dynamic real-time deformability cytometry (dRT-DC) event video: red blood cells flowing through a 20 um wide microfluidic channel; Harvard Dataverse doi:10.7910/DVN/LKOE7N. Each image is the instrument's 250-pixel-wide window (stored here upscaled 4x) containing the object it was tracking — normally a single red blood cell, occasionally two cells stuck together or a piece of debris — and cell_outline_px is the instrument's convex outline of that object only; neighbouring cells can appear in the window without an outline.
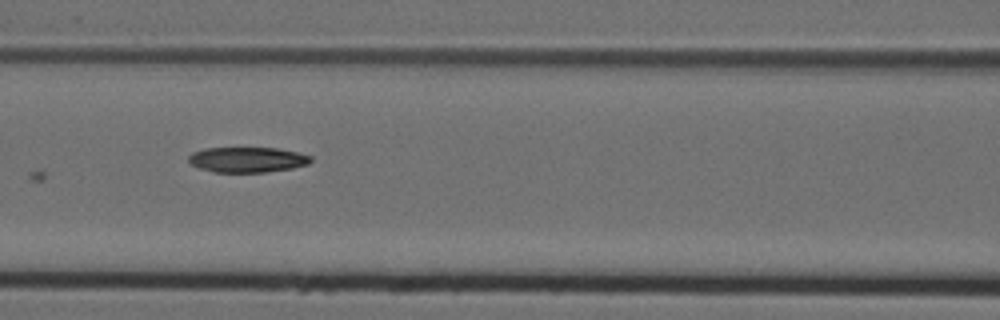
{"species": "Egyptian fruit bat (a non-hibernating species)", "species_latin": "Rousettus aegyptiacus", "temperature_condition": "cold", "stored_images_in_passage": 9, "camera_frame_rate_fps": 3000, "um_per_image_px": 0.085, "animal": {"sex": "female"}, "frame": {"image": 1, "passage_image": 5, "time_ms": 1.333, "image_size_px": [1000, 320], "cell_outline_px": [[312, 160], [308, 164], [292, 168], [268, 172], [212, 172], [200, 168], [192, 164], [188, 160], [188, 156], [192, 152], [204, 148], [276, 148], [300, 152], [312, 156]], "centroid_in_image_um": [21.04, 13.57], "position_along_channel_um": 145.6, "area_um2": 18.15}}
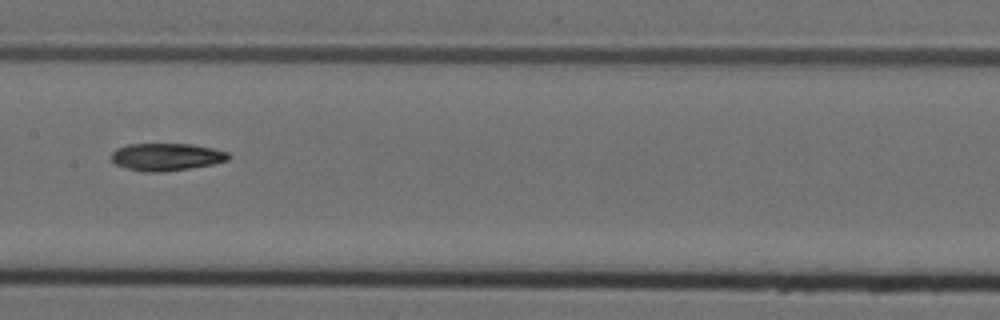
{"frame": {"image": 2, "passage_image": 6, "time_ms": 1.667, "image_size_px": [1000, 320], "cell_outline_px": [[228, 160], [212, 164], [188, 168], [160, 172], [144, 172], [128, 168], [116, 164], [112, 160], [112, 152], [116, 148], [128, 144], [192, 144], [212, 148], [228, 152]], "centroid_in_image_um": [14.12, 13.33], "position_along_channel_um": 193.3, "area_um2": 18.5}}
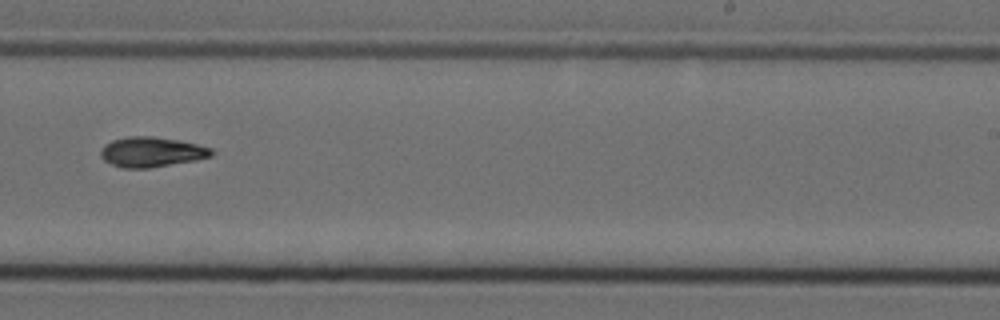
{"frame": {"image": 3, "passage_image": 8, "time_ms": 2.333, "image_size_px": [1000, 320], "cell_outline_px": [[212, 156], [196, 160], [148, 168], [120, 168], [104, 160], [100, 156], [100, 152], [104, 144], [112, 140], [128, 136], [152, 136], [180, 140], [212, 148]], "centroid_in_image_um": [12.86, 12.91], "position_along_channel_um": 276.1, "area_um2": 19.42}}